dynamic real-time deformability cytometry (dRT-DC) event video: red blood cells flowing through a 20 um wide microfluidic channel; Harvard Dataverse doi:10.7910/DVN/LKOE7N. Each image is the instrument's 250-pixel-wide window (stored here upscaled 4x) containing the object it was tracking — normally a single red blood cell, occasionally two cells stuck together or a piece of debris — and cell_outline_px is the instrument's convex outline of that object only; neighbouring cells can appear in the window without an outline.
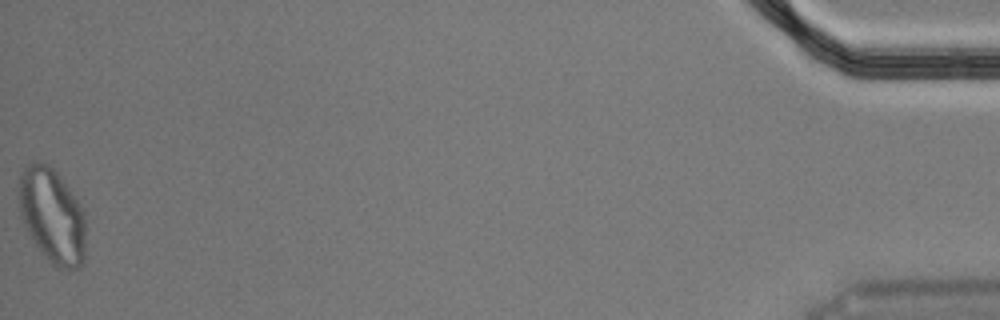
{"species": "Egyptian fruit bat (a non-hibernating species)", "species_latin": "Rousettus aegyptiacus", "temperature_condition": "cold", "stored_images_in_passage": 55, "segment_of_instrument_passage": [2, 2], "camera_frame_rate_fps": 3000, "um_per_image_px": 0.085, "animal": {"sex": "male"}, "frame": {"image": 1, "passage_image": 55, "time_ms": 18.0, "image_size_px": [1000, 320], "cell_outline_px": [[84, 264], [80, 268], [56, 268], [48, 260], [32, 240], [24, 224], [16, 192], [20, 172], [32, 160], [48, 164], [60, 176], [84, 212]], "centroid_in_image_um": [4.39, 18.31], "position_along_channel_um": 430.8, "area_um2": 36.99}}